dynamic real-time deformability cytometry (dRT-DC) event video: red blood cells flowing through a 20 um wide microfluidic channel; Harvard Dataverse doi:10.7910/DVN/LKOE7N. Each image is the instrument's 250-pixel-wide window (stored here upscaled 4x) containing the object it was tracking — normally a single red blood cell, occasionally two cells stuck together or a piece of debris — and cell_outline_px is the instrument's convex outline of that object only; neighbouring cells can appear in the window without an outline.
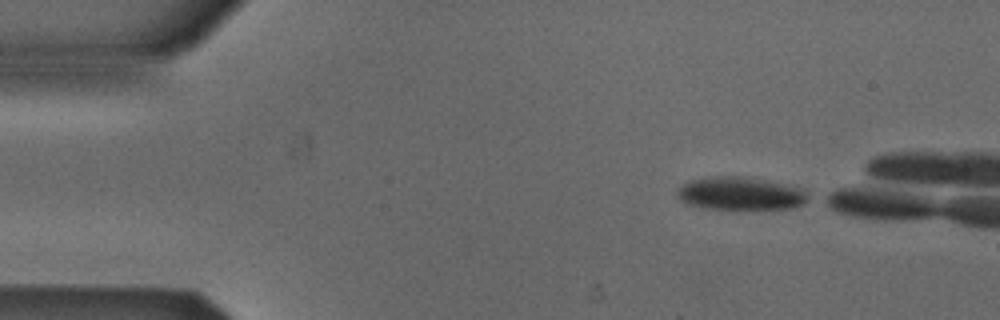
{"species": "Egyptian fruit bat (a non-hibernating species)", "species_latin": "Rousettus aegyptiacus", "temperature_condition": "cold", "stored_images_in_passage": 37, "camera_frame_rate_fps": 3000, "um_per_image_px": 0.085, "animal": {"sex": "male"}, "frame": {"image": 1, "passage_image": 1, "time_ms": 0.0, "image_size_px": [1000, 320], "cell_outline_px": [[812, 196], [800, 204], [792, 208], [736, 212], [704, 208], [684, 204], [676, 196], [676, 188], [688, 180], [712, 176], [740, 176], [764, 180], [796, 188]], "centroid_in_image_um": [62.81, 16.51], "position_along_channel_um": 22.2, "area_um2": 26.07}}
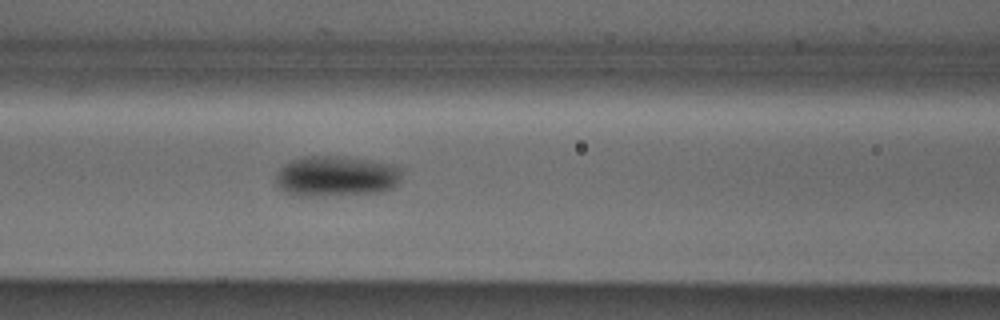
{"frame": {"image": 2, "passage_image": 16, "time_ms": 5.0, "image_size_px": [1000, 320], "cell_outline_px": [[404, 168], [400, 180], [392, 188], [380, 192], [324, 196], [296, 196], [280, 188], [276, 184], [276, 172], [288, 160], [304, 156], [340, 156], [372, 160], [392, 164]], "centroid_in_image_um": [28.58, 14.96], "position_along_channel_um": 138.0, "area_um2": 30.29}}
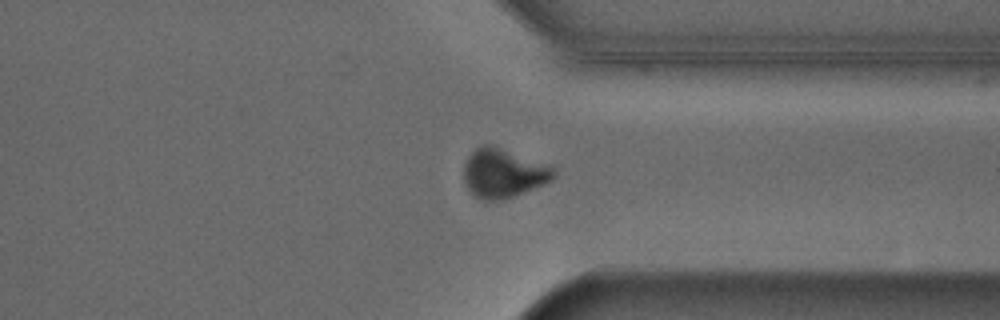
{"frame": {"image": 3, "passage_image": 34, "time_ms": 11.0, "image_size_px": [1000, 320], "cell_outline_px": [[556, 176], [552, 180], [544, 184], [512, 196], [500, 200], [480, 200], [472, 196], [464, 184], [464, 164], [468, 156], [480, 144], [492, 144], [548, 164], [556, 168]], "centroid_in_image_um": [42.77, 14.71], "position_along_channel_um": 368.6, "area_um2": 26.07}}